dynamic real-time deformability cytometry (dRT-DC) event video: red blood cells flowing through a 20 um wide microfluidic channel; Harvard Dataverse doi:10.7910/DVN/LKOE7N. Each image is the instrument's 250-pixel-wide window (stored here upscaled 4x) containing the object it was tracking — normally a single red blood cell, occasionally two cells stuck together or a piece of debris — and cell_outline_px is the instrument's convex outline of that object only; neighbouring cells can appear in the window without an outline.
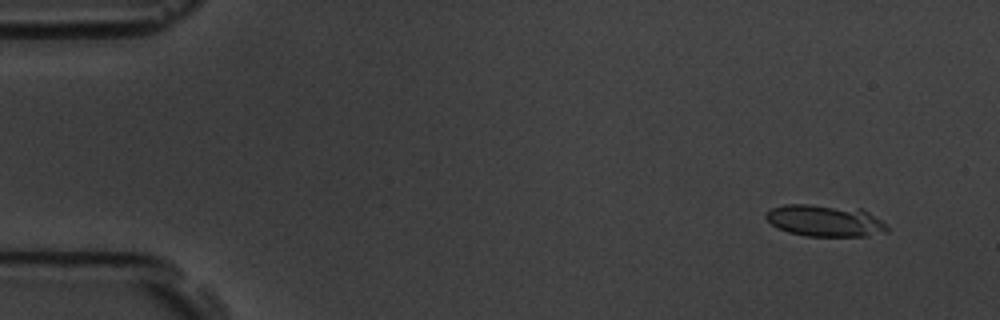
{"species": "common noctule bat (a hibernating species)", "species_latin": "Nyctalus noctula", "temperature_condition": "room temperature", "stored_images_in_passage": 6, "camera_frame_rate_fps": 3000, "um_per_image_px": 0.085, "animal": {"sex": "male", "body_mass_g": 19.5, "forearm_length_mm": 54.6}, "frame": {"image": 1, "passage_image": 2, "time_ms": 1.333, "image_size_px": [1000, 320], "cell_outline_px": [[888, 232], [868, 236], [804, 236], [788, 232], [772, 224], [764, 216], [764, 212], [772, 208], [784, 204], [808, 204], [860, 208], [868, 212], [880, 220], [888, 228]], "centroid_in_image_um": [70.11, 18.75], "position_along_channel_um": 14.9, "area_um2": 22.48}}